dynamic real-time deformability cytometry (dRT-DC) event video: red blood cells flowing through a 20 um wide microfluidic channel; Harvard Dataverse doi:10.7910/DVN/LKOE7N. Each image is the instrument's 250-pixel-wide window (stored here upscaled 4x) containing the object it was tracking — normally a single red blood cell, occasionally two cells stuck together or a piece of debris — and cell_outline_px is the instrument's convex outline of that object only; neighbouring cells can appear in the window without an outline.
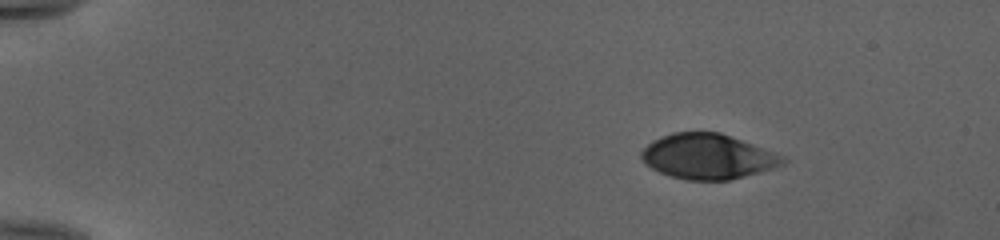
{"species": "human", "species_latin": "Homo sapiens", "temperature_condition": "cold", "stored_images_in_passage": 46, "camera_frame_rate_fps": 3000, "um_per_image_px": 0.085, "donor": {"sex": "female"}, "frame": {"image": 1, "passage_image": 1, "time_ms": 0.0, "image_size_px": [1000, 240], "cell_outline_px": [[788, 160], [784, 164], [772, 168], [744, 176], [728, 180], [688, 180], [668, 176], [644, 164], [640, 156], [640, 152], [652, 140], [672, 132], [720, 132], [784, 156]], "centroid_in_image_um": [60.12, 13.3], "position_along_channel_um": 24.9, "area_um2": 37.05}}
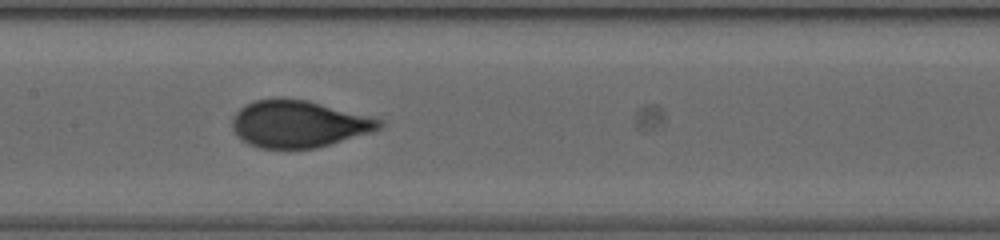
{"frame": {"image": 2, "passage_image": 21, "time_ms": 6.667, "image_size_px": [1000, 240], "cell_outline_px": [[384, 124], [380, 128], [372, 132], [316, 148], [260, 148], [248, 144], [240, 140], [236, 136], [232, 128], [232, 120], [236, 112], [240, 108], [256, 100], [276, 96], [280, 96], [308, 100], [384, 120]], "centroid_in_image_um": [25.35, 10.52], "position_along_channel_um": 182.0, "area_um2": 40.63}}
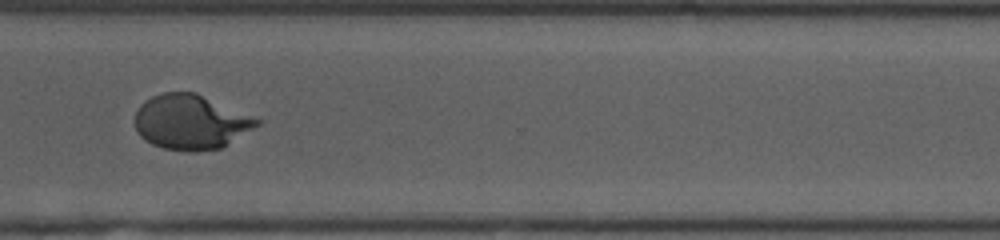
{"frame": {"image": 3, "passage_image": 34, "time_ms": 11.0, "image_size_px": [1000, 240], "cell_outline_px": [[260, 124], [220, 148], [196, 152], [188, 152], [164, 148], [152, 144], [144, 140], [140, 136], [136, 128], [136, 112], [140, 104], [144, 100], [152, 96], [164, 92], [196, 92], [260, 120]], "centroid_in_image_um": [16.17, 10.37], "position_along_channel_um": 354.4, "area_um2": 38.61}, "authors_computed_cell_mechanics": {"area_um2": 39.3618, "velocity_mm_per_s": 3.9888, "shape_relaxation_time_tau1_ms": 9.048, "shape_relaxation_time_tau2_ms": null, "deformation_change_tau1": 0.2806, "deformation_change_tau2": null}}